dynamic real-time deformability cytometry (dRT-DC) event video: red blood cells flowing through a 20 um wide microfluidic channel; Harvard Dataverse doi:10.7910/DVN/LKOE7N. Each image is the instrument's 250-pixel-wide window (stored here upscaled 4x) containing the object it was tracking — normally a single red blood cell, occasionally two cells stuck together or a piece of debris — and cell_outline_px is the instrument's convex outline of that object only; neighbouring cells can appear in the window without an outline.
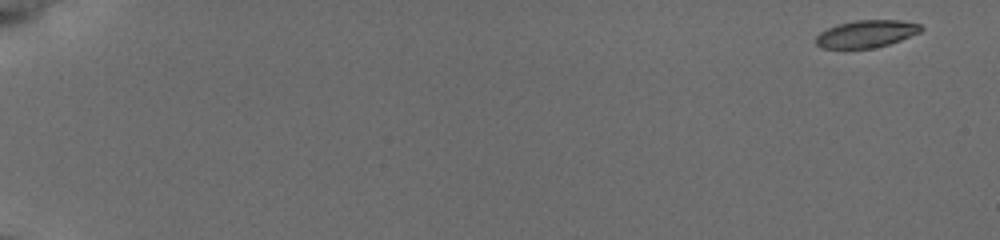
{"species": "common noctule bat (a hibernating species)", "species_latin": "Nyctalus noctula", "temperature_condition": "cold", "stored_images_in_passage": 55, "camera_frame_rate_fps": 3000, "um_per_image_px": 0.085, "animal": {"sex": "female", "body_mass_g": 19.5, "forearm_length_mm": 54.1}, "frame": {"image": 1, "passage_image": 1, "time_ms": 0.0, "image_size_px": [1000, 240], "cell_outline_px": [[924, 28], [920, 32], [900, 40], [888, 44], [872, 48], [820, 48], [816, 44], [816, 36], [820, 32], [836, 24], [856, 20], [900, 20], [920, 24]], "centroid_in_image_um": [73.63, 2.87], "position_along_channel_um": 11.4, "area_um2": 16.7}}
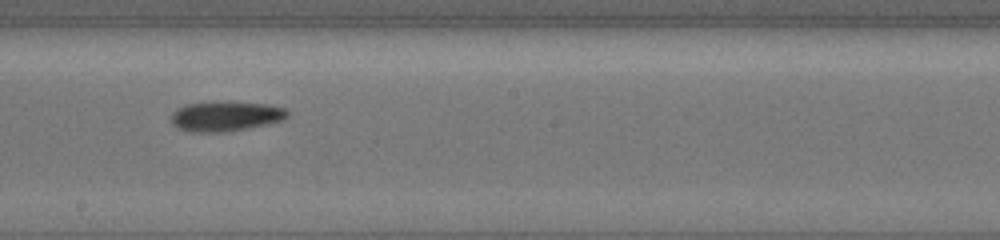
{"frame": {"image": 2, "passage_image": 33, "time_ms": 10.667, "image_size_px": [1000, 240], "cell_outline_px": [[292, 112], [284, 120], [268, 124], [228, 132], [192, 132], [180, 128], [172, 124], [168, 120], [172, 112], [176, 108], [188, 104], [228, 100], [268, 104], [288, 108]], "centroid_in_image_um": [19.23, 9.86], "position_along_channel_um": 229.0, "area_um2": 21.04}}
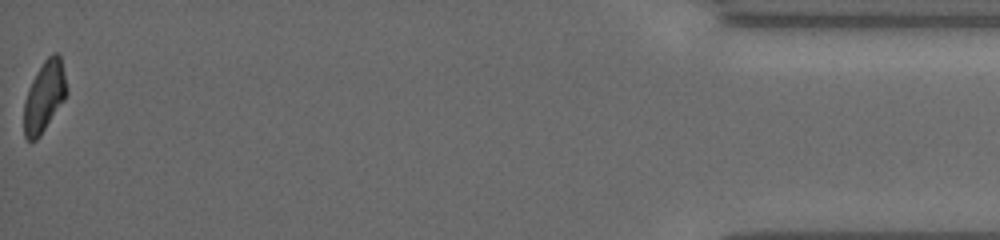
{"frame": {"image": 3, "passage_image": 55, "time_ms": 18.0, "image_size_px": [1000, 240], "cell_outline_px": [[68, 92], [64, 100], [40, 136], [36, 140], [28, 140], [24, 136], [24, 100], [28, 88], [36, 72], [44, 60], [52, 52], [56, 52], [60, 56], [68, 88]], "centroid_in_image_um": [3.77, 8.18], "position_along_channel_um": 431.4, "area_um2": 17.69}, "authors_computed_cell_mechanics": {"area_um2": 18.8428, "velocity_mm_per_s": 3.8202, "shape_relaxation_time_tau1_ms": 5.2828, "shape_relaxation_time_tau2_ms": 3.2136, "deformation_change_tau1": 0.1516, "deformation_change_tau2": 0.1072}}